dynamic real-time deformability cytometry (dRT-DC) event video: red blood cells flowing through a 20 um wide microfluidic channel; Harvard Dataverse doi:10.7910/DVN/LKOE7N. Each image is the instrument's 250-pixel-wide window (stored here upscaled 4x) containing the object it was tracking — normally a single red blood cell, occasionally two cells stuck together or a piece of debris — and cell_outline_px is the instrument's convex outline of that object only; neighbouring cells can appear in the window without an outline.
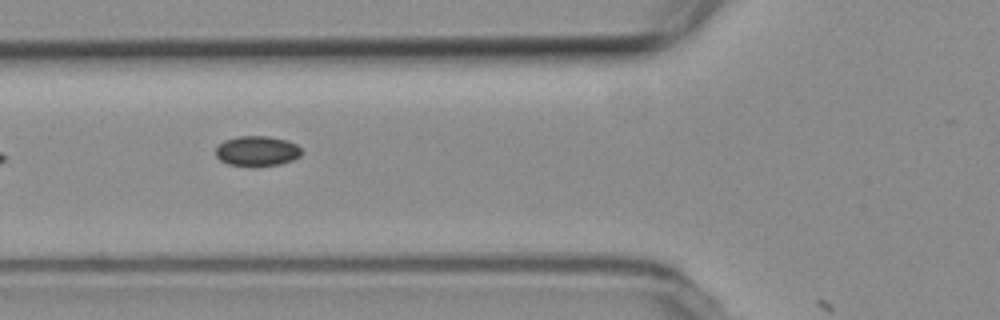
{"species": "common noctule bat (a hibernating species)", "species_latin": "Nyctalus noctula", "temperature_condition": "room temperature", "stored_images_in_passage": 12, "camera_frame_rate_fps": 3000, "um_per_image_px": 0.085, "animal": {"sex": "female", "body_mass_g": 19.3, "forearm_length_mm": 54.1}, "frame": {"image": 1, "passage_image": 8, "time_ms": 9.333, "image_size_px": [1000, 320], "cell_outline_px": [[300, 156], [292, 160], [280, 164], [256, 168], [252, 168], [228, 164], [220, 160], [216, 156], [216, 148], [224, 140], [236, 136], [268, 136], [288, 140], [296, 144], [300, 148]], "centroid_in_image_um": [21.83, 12.86], "position_along_channel_um": 104.0, "area_um2": 15.43}}
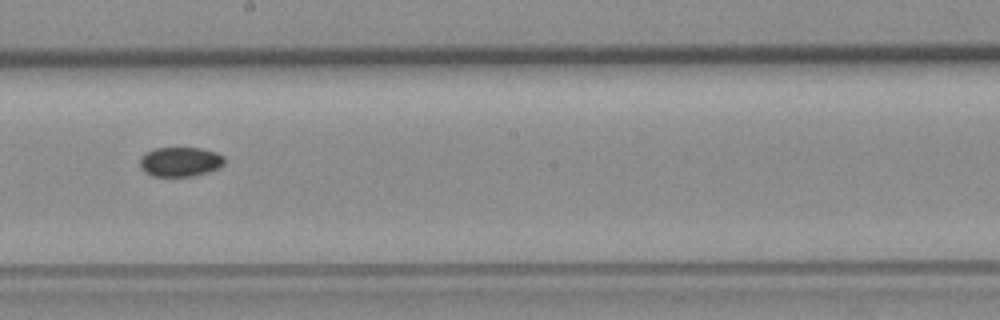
{"frame": {"image": 2, "passage_image": 11, "time_ms": 13.0, "image_size_px": [1000, 320], "cell_outline_px": [[224, 164], [208, 172], [192, 176], [152, 176], [144, 172], [140, 168], [140, 156], [144, 152], [156, 148], [200, 148], [216, 152], [224, 156]], "centroid_in_image_um": [15.28, 13.74], "position_along_channel_um": 232.9, "area_um2": 14.62}}
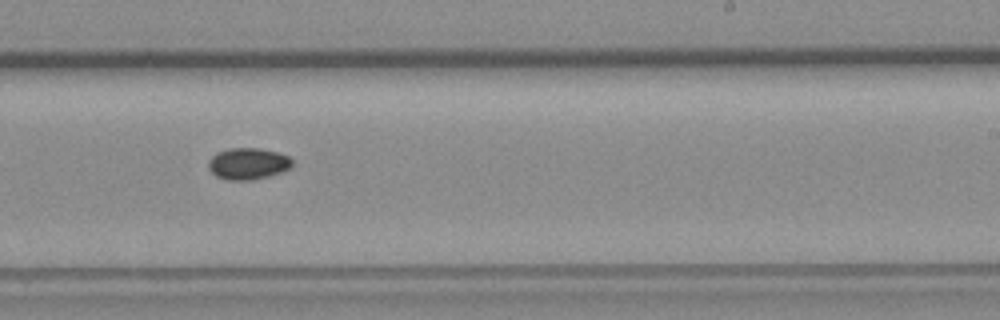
{"frame": {"image": 3, "passage_image": 12, "time_ms": 14.0, "image_size_px": [1000, 320], "cell_outline_px": [[292, 164], [288, 168], [280, 172], [268, 176], [252, 180], [228, 180], [216, 176], [208, 168], [208, 160], [216, 152], [228, 148], [260, 148], [276, 152], [288, 156], [292, 160]], "centroid_in_image_um": [21.03, 13.9], "position_along_channel_um": 268.0, "area_um2": 15.37}}